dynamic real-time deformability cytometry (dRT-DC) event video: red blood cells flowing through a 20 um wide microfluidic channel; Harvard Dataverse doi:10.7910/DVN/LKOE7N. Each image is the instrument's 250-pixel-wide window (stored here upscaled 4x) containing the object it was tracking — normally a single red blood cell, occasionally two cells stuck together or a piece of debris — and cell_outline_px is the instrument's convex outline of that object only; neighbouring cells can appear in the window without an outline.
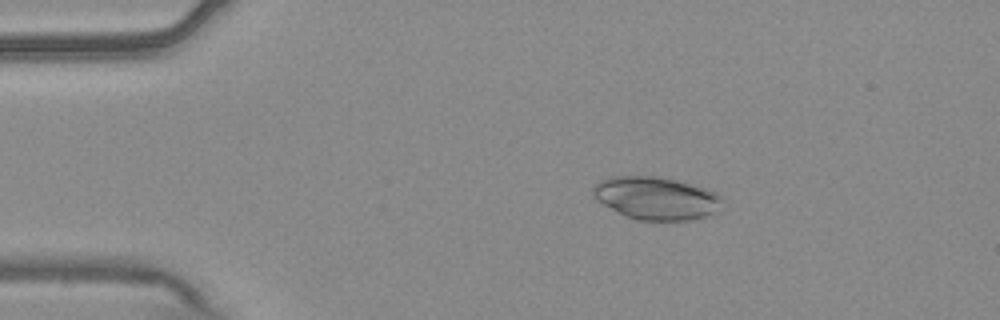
{"species": "common noctule bat (a hibernating species)", "species_latin": "Nyctalus noctula", "temperature_condition": "warm", "stored_images_in_passage": 54, "camera_frame_rate_fps": 3000, "um_per_image_px": 0.085, "animal": {"sex": "male", "body_mass_g": 20.4}, "frame": {"image": 1, "passage_image": 10, "time_ms": 3.0, "image_size_px": [1000, 320], "cell_outline_px": [[724, 212], [708, 216], [688, 220], [636, 220], [624, 216], [596, 200], [592, 196], [592, 188], [600, 180], [608, 176], [656, 176], [676, 180], [704, 188], [716, 192], [724, 200]], "centroid_in_image_um": [55.82, 16.86], "position_along_channel_um": 29.2, "area_um2": 32.89}}
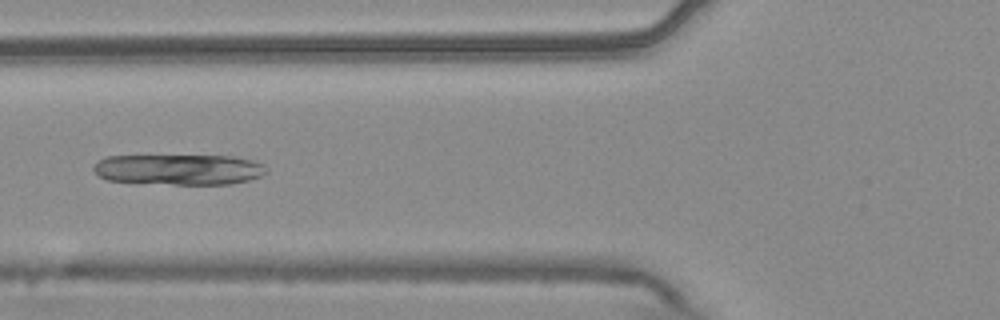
{"frame": {"image": 2, "passage_image": 21, "time_ms": 6.667, "image_size_px": [1000, 320], "cell_outline_px": [[268, 172], [260, 176], [248, 180], [232, 184], [172, 184], [108, 180], [100, 176], [92, 168], [104, 156], [236, 156], [252, 160], [264, 164]], "centroid_in_image_um": [15.26, 14.4], "position_along_channel_um": 110.5, "area_um2": 30.69}}
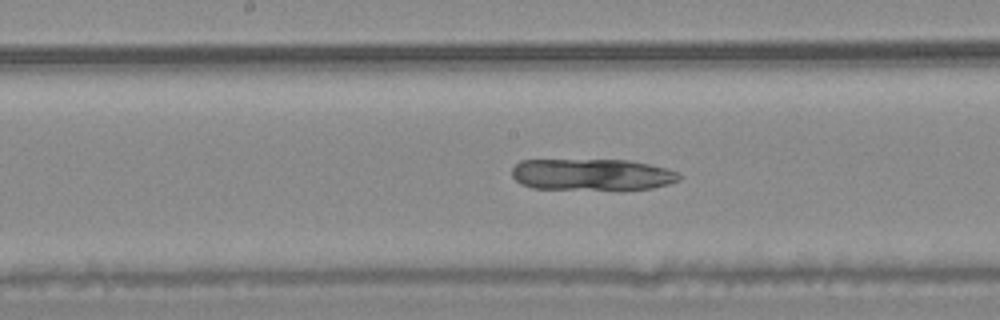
{"frame": {"image": 3, "passage_image": 28, "time_ms": 9.0, "image_size_px": [1000, 320], "cell_outline_px": [[680, 180], [668, 184], [652, 188], [616, 192], [532, 188], [520, 184], [512, 176], [512, 168], [520, 160], [628, 160], [648, 164], [680, 172]], "centroid_in_image_um": [50.33, 14.88], "position_along_channel_um": 197.9, "area_um2": 31.96}}